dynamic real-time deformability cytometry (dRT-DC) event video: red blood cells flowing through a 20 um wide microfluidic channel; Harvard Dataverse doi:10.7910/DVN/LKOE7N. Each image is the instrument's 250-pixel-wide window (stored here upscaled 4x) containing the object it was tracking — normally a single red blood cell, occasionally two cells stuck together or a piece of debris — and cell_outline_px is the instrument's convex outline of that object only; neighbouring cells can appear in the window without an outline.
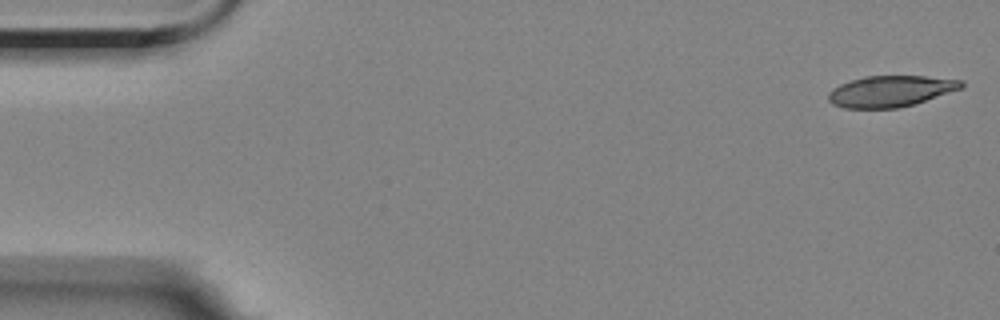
{"species": "Egyptian fruit bat (a non-hibernating species)", "species_latin": "Rousettus aegyptiacus", "temperature_condition": "room temperature", "stored_images_in_passage": 54, "camera_frame_rate_fps": 3000, "um_per_image_px": 0.085, "animal": {"sex": "female"}, "frame": {"image": 1, "passage_image": 1, "time_ms": 0.0, "image_size_px": [1000, 320], "cell_outline_px": [[964, 88], [912, 104], [896, 108], [844, 108], [832, 104], [828, 100], [828, 92], [832, 88], [840, 84], [864, 76], [924, 76], [964, 80]], "centroid_in_image_um": [75.69, 7.74], "position_along_channel_um": 9.3, "area_um2": 24.1}}
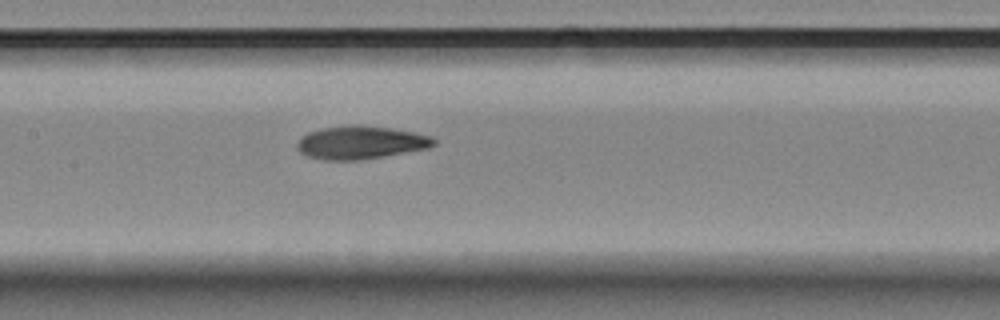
{"frame": {"image": 2, "passage_image": 26, "time_ms": 8.333, "image_size_px": [1000, 320], "cell_outline_px": [[436, 144], [428, 148], [384, 156], [360, 160], [324, 160], [308, 156], [300, 152], [296, 148], [296, 144], [308, 132], [324, 128], [352, 124], [360, 124], [392, 128], [416, 132], [432, 136], [436, 140]], "centroid_in_image_um": [30.69, 12.1], "position_along_channel_um": 176.7, "area_um2": 26.47}}
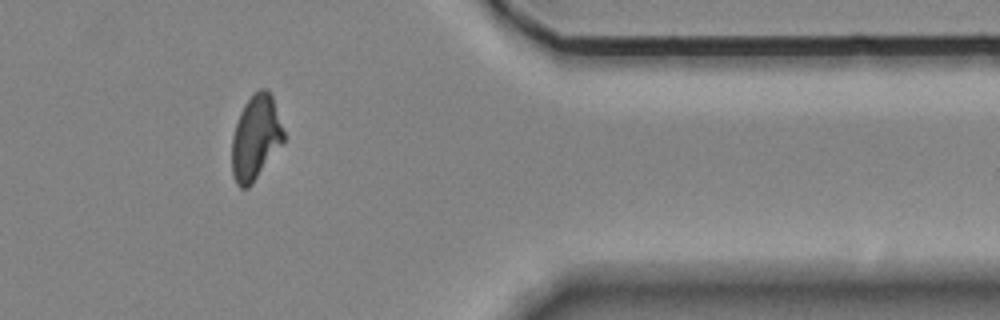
{"frame": {"image": 3, "passage_image": 46, "time_ms": 15.0, "image_size_px": [1000, 320], "cell_outline_px": [[284, 140], [252, 184], [248, 188], [240, 188], [236, 184], [232, 176], [232, 136], [240, 112], [244, 104], [252, 92], [260, 88], [268, 88], [272, 96], [284, 132]], "centroid_in_image_um": [21.71, 11.68], "position_along_channel_um": 389.7, "area_um2": 25.49}, "authors_computed_cell_mechanics": {"area_um2": 25.6632, "velocity_mm_per_s": 3.4984, "shape_relaxation_time_tau1_ms": 7.8586, "shape_relaxation_time_tau2_ms": 3.7228, "deformation_change_tau1": 0.1946, "deformation_change_tau2": 0.0975}}